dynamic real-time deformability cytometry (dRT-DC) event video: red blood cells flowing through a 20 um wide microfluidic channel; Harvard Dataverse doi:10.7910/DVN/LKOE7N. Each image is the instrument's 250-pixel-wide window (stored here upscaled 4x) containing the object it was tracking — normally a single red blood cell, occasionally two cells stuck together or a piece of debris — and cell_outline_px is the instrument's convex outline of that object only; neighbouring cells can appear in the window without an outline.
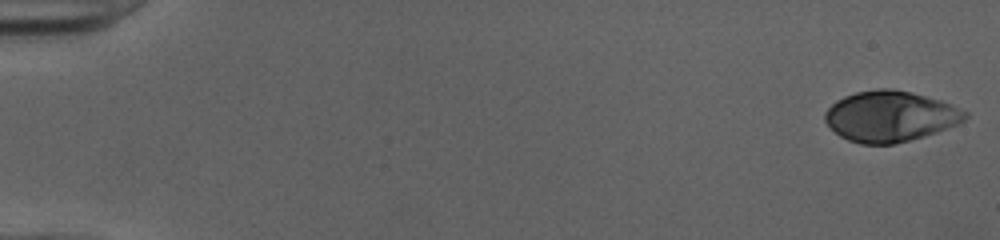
{"species": "human", "species_latin": "Homo sapiens", "temperature_condition": "cold", "stored_images_in_passage": 51, "camera_frame_rate_fps": 3000, "um_per_image_px": 0.085, "donor": {"sex": "female"}, "frame": {"image": 1, "passage_image": 1, "time_ms": 0.0, "image_size_px": [1000, 240], "cell_outline_px": [[968, 116], [964, 120], [956, 124], [908, 140], [892, 144], [860, 144], [848, 140], [840, 136], [824, 120], [824, 112], [836, 100], [844, 96], [856, 92], [880, 88], [892, 88], [912, 92], [940, 100], [968, 112]], "centroid_in_image_um": [75.62, 9.87], "position_along_channel_um": 9.4, "area_um2": 40.92}}
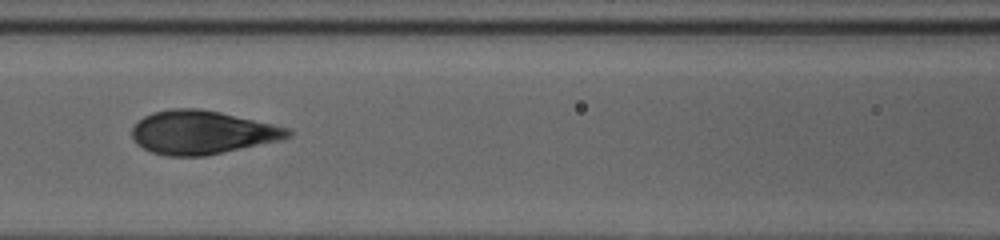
{"frame": {"image": 2, "passage_image": 24, "time_ms": 7.667, "image_size_px": [1000, 240], "cell_outline_px": [[292, 136], [280, 140], [204, 156], [168, 156], [152, 152], [136, 144], [132, 136], [132, 128], [144, 116], [152, 112], [168, 108], [200, 108], [220, 112], [292, 128]], "centroid_in_image_um": [17.18, 11.24], "position_along_channel_um": 149.4, "area_um2": 39.59}}
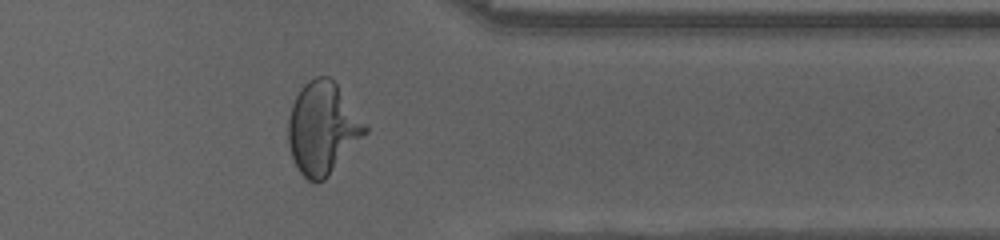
{"frame": {"image": 3, "passage_image": 42, "time_ms": 13.667, "image_size_px": [1000, 240], "cell_outline_px": [[368, 132], [328, 176], [324, 180], [308, 180], [296, 168], [288, 144], [288, 120], [292, 104], [300, 88], [308, 80], [316, 76], [328, 76], [336, 84], [368, 128]], "centroid_in_image_um": [27.4, 10.9], "position_along_channel_um": 384.0, "area_um2": 40.69}, "authors_computed_cell_mechanics": {"area_um2": 39.7086, "velocity_mm_per_s": 4.0255, "shape_relaxation_time_tau1_ms": 6.207, "shape_relaxation_time_tau2_ms": null, "deformation_change_tau1": 0.2727, "deformation_change_tau2": null}}